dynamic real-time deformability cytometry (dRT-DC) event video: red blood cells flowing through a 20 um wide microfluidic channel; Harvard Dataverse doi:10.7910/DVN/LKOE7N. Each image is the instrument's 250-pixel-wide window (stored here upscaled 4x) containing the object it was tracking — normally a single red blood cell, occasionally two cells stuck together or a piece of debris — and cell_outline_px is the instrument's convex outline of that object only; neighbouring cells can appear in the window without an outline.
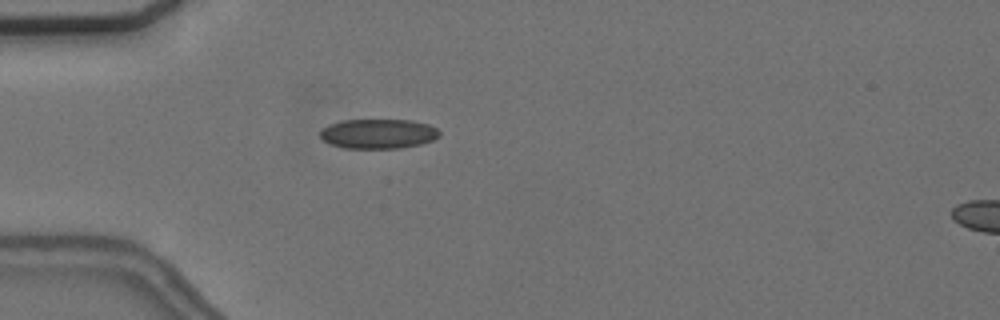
{"species": "common noctule bat (a hibernating species)", "species_latin": "Nyctalus noctula", "temperature_condition": "cold", "stored_images_in_passage": 3, "segment_of_instrument_passage": [1, 2], "camera_frame_rate_fps": 3000, "um_per_image_px": 0.085, "animal": {"sex": "female", "body_mass_g": 24.6, "forearm_length_mm": 56.2}, "frame": {"image": 1, "passage_image": 2, "time_ms": 1.0, "image_size_px": [1000, 320], "cell_outline_px": [[440, 136], [432, 140], [420, 144], [400, 148], [344, 148], [332, 144], [324, 140], [320, 136], [320, 132], [328, 124], [344, 120], [412, 120], [428, 124], [436, 128], [440, 132]], "centroid_in_image_um": [32.17, 11.36], "position_along_channel_um": 52.8, "area_um2": 20.52}}